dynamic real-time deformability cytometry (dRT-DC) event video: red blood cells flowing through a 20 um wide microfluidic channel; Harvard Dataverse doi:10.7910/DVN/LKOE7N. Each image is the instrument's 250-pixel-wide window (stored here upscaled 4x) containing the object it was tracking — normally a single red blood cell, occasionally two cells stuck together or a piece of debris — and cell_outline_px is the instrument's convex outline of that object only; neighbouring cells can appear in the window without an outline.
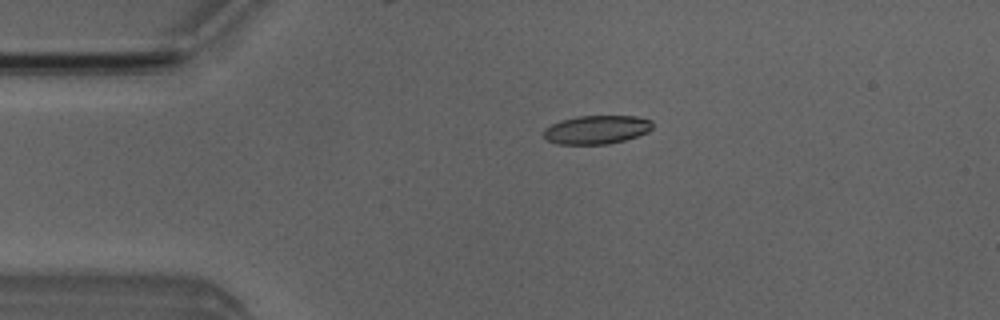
{"species": "Egyptian fruit bat (a non-hibernating species)", "species_latin": "Rousettus aegyptiacus", "temperature_condition": "room temperature", "stored_images_in_passage": 3, "camera_frame_rate_fps": 3000, "um_per_image_px": 0.085, "animal": {"sex": "male"}, "frame": {"image": 1, "passage_image": 2, "time_ms": 1.333, "image_size_px": [1000, 320], "cell_outline_px": [[652, 128], [648, 132], [624, 140], [608, 144], [556, 144], [548, 140], [544, 136], [544, 128], [560, 120], [576, 116], [636, 116], [652, 120]], "centroid_in_image_um": [50.7, 11.01], "position_along_channel_um": 34.3, "area_um2": 18.15}}